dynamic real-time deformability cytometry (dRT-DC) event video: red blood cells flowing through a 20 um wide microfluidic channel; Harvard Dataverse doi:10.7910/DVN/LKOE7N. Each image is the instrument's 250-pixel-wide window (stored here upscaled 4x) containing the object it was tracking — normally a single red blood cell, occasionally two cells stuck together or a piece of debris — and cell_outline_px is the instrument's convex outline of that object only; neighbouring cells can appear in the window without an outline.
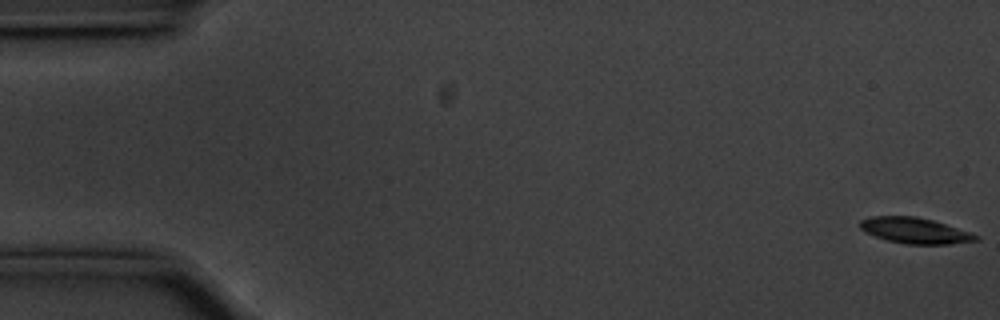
{"species": "common noctule bat (a hibernating species)", "species_latin": "Nyctalus noctula", "temperature_condition": "cold", "stored_images_in_passage": 58, "camera_frame_rate_fps": 3000, "um_per_image_px": 0.085, "animal": {"sex": "male", "body_mass_g": 20.1, "forearm_length_mm": 53.5}, "frame": {"image": 1, "passage_image": 1, "time_ms": 0.0, "image_size_px": [1000, 320], "cell_outline_px": [[980, 240], [948, 244], [904, 244], [888, 240], [864, 232], [860, 228], [860, 220], [872, 216], [916, 216], [932, 220], [980, 236]], "centroid_in_image_um": [77.74, 19.6], "position_along_channel_um": 7.3, "area_um2": 17.22}}
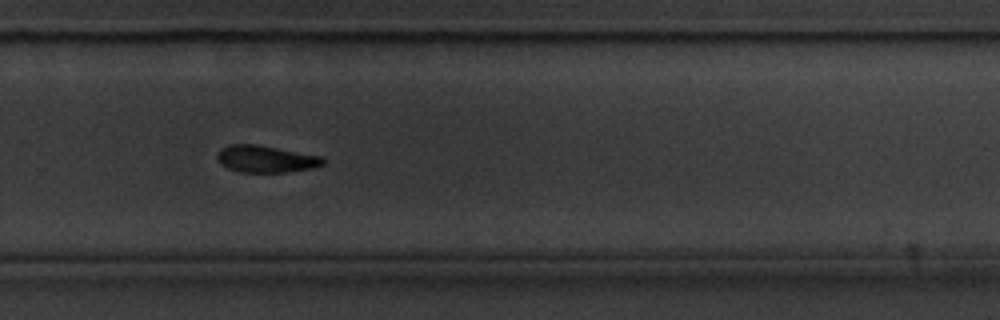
{"frame": {"image": 2, "passage_image": 38, "time_ms": 12.333, "image_size_px": [1000, 320], "cell_outline_px": [[324, 164], [312, 168], [284, 172], [240, 172], [228, 168], [220, 164], [216, 160], [216, 156], [220, 148], [228, 144], [256, 144], [324, 156]], "centroid_in_image_um": [22.57, 13.5], "position_along_channel_um": 307.2, "area_um2": 16.82}}
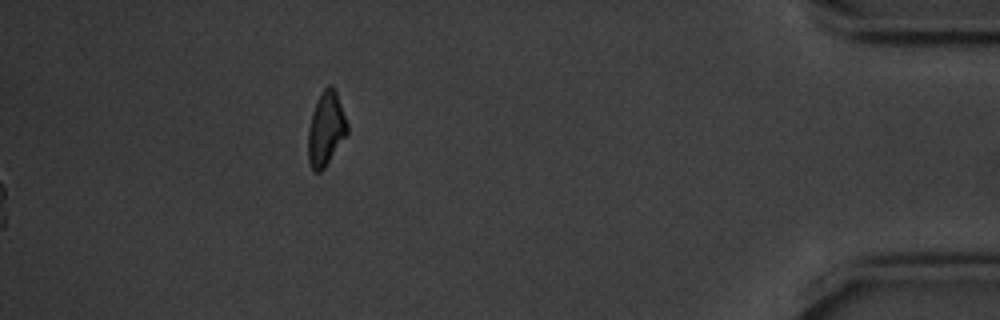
{"frame": {"image": 3, "passage_image": 58, "time_ms": 19.0, "image_size_px": [1000, 320], "cell_outline_px": [[348, 136], [324, 168], [320, 172], [312, 172], [308, 160], [308, 128], [312, 112], [316, 100], [320, 92], [328, 84], [332, 84], [336, 88], [348, 124]], "centroid_in_image_um": [27.72, 10.93], "position_along_channel_um": 407.5, "area_um2": 17.51}, "authors_computed_cell_mechanics": {"area_um2": 17.7446, "velocity_mm_per_s": 3.532, "shape_relaxation_time_tau1_ms": 1.933, "shape_relaxation_time_tau2_ms": null, "deformation_change_tau1": 0.0972, "deformation_change_tau2": null}}